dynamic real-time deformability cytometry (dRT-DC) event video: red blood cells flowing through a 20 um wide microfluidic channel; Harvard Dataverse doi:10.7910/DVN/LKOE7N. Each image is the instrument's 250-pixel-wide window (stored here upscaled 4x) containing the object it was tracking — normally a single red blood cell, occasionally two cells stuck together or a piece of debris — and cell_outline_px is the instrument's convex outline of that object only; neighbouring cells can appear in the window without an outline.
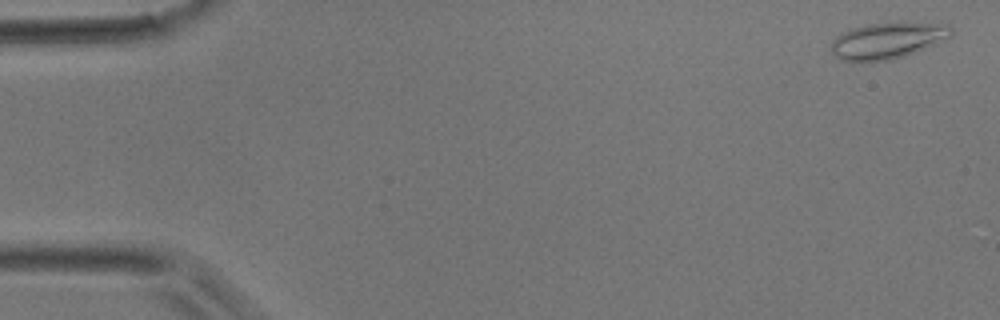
{"species": "common noctule bat (a hibernating species)", "species_latin": "Nyctalus noctula", "temperature_condition": "room temperature", "stored_images_in_passage": 4, "camera_frame_rate_fps": 3000, "um_per_image_px": 0.085, "animal": {"sex": "male", "body_mass_g": 17.9}, "frame": {"image": 1, "passage_image": 1, "time_ms": 0.0, "image_size_px": [1000, 320], "cell_outline_px": [[952, 36], [916, 52], [892, 60], [840, 60], [828, 48], [832, 40], [840, 32], [852, 28], [868, 24], [940, 20], [948, 24], [952, 28]], "centroid_in_image_um": [75.5, 3.39], "position_along_channel_um": 9.5, "area_um2": 25.95}}